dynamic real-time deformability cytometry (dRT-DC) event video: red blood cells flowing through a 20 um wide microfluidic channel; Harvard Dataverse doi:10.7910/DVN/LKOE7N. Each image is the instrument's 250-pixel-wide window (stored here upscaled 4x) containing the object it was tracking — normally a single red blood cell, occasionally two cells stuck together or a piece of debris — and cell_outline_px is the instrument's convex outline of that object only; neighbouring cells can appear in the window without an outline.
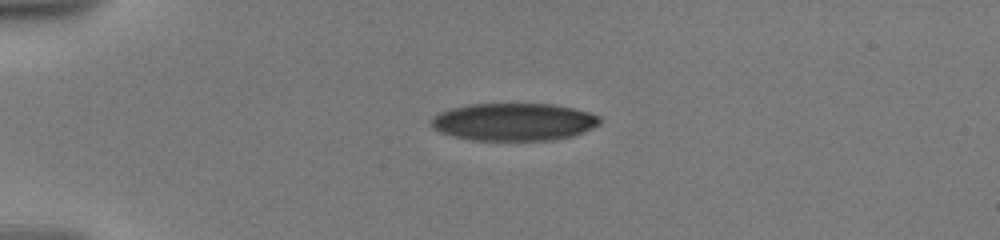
{"species": "human", "species_latin": "Homo sapiens", "temperature_condition": "warm", "stored_images_in_passage": 35, "camera_frame_rate_fps": 3000, "um_per_image_px": 0.085, "donor": {"sex": "male"}, "frame": {"image": 1, "passage_image": 1, "time_ms": 0.0, "image_size_px": [1000, 240], "cell_outline_px": [[600, 124], [584, 132], [572, 136], [556, 140], [472, 140], [452, 136], [440, 132], [432, 128], [428, 120], [432, 116], [440, 112], [452, 108], [472, 104], [556, 104], [588, 112], [600, 116]], "centroid_in_image_um": [43.65, 10.36], "position_along_channel_um": 41.3, "area_um2": 37.17}}
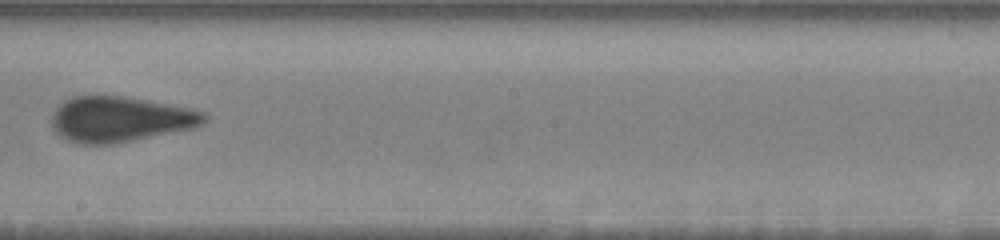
{"frame": {"image": 2, "passage_image": 16, "time_ms": 6.667, "image_size_px": [1000, 240], "cell_outline_px": [[208, 120], [204, 124], [196, 128], [108, 144], [84, 144], [68, 140], [56, 132], [52, 124], [52, 112], [64, 100], [72, 96], [96, 92], [192, 108], [204, 112], [208, 116]], "centroid_in_image_um": [10.21, 10.09], "position_along_channel_um": 238.0, "area_um2": 40.81}}
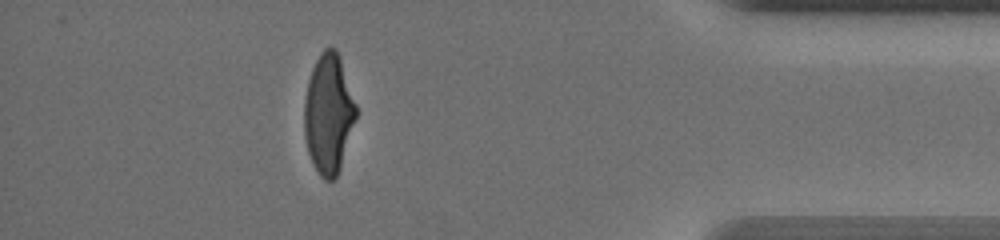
{"frame": {"image": 3, "passage_image": 30, "time_ms": 12.333, "image_size_px": [1000, 240], "cell_outline_px": [[356, 116], [340, 168], [336, 176], [332, 180], [324, 180], [320, 176], [308, 152], [304, 136], [304, 100], [308, 80], [312, 68], [320, 52], [324, 48], [336, 48], [356, 104]], "centroid_in_image_um": [27.9, 9.66], "position_along_channel_um": 407.3, "area_um2": 35.66}, "authors_computed_cell_mechanics": {"area_um2": 39.5352, "velocity_mm_per_s": 3.6001, "shape_relaxation_time_tau1_ms": 5.8653, "shape_relaxation_time_tau2_ms": 1.0463, "deformation_change_tau1": 0.2245, "deformation_change_tau2": 0.0909}}